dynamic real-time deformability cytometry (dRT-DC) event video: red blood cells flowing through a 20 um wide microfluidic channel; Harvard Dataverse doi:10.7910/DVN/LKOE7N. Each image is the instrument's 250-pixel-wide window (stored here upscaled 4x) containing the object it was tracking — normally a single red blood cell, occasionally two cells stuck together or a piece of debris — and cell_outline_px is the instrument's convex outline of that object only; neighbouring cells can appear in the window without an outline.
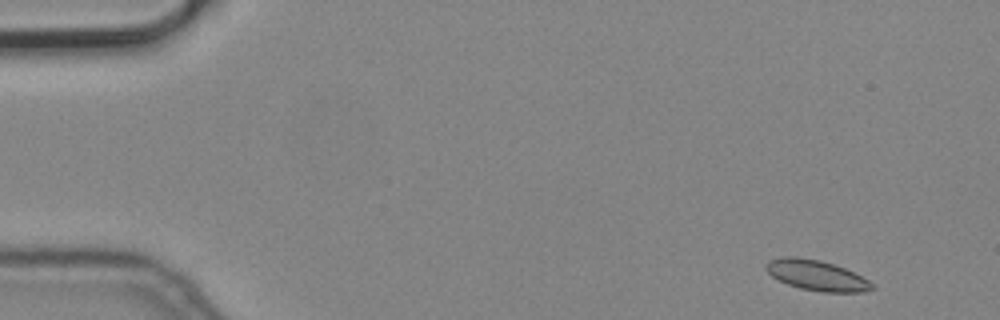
{"species": "common noctule bat (a hibernating species)", "species_latin": "Nyctalus noctula", "temperature_condition": "cold", "stored_images_in_passage": 9, "camera_frame_rate_fps": 3000, "um_per_image_px": 0.085, "animal": {"sex": "male", "body_mass_g": 19.2, "forearm_length_mm": 51.8}, "frame": {"image": 1, "passage_image": 1, "time_ms": 0.0, "image_size_px": [1000, 320], "cell_outline_px": [[876, 288], [860, 292], [824, 292], [800, 288], [788, 284], [772, 276], [764, 268], [764, 264], [768, 260], [784, 256], [796, 256], [820, 260], [844, 268], [868, 280]], "centroid_in_image_um": [69.36, 23.39], "position_along_channel_um": 15.6, "area_um2": 18.61}}
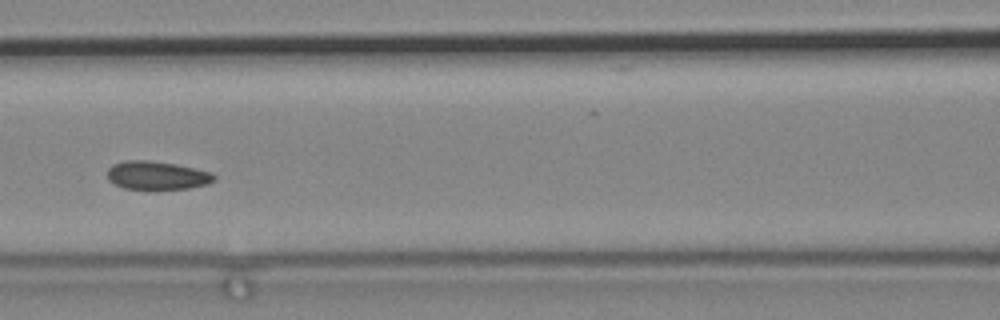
{"frame": {"image": 2, "passage_image": 7, "time_ms": 2.0, "image_size_px": [1000, 320], "cell_outline_px": [[216, 180], [208, 184], [188, 188], [124, 188], [108, 180], [108, 168], [112, 164], [124, 160], [148, 160], [176, 164], [212, 172], [216, 176]], "centroid_in_image_um": [13.36, 14.88], "position_along_channel_um": 153.2, "area_um2": 17.51}}
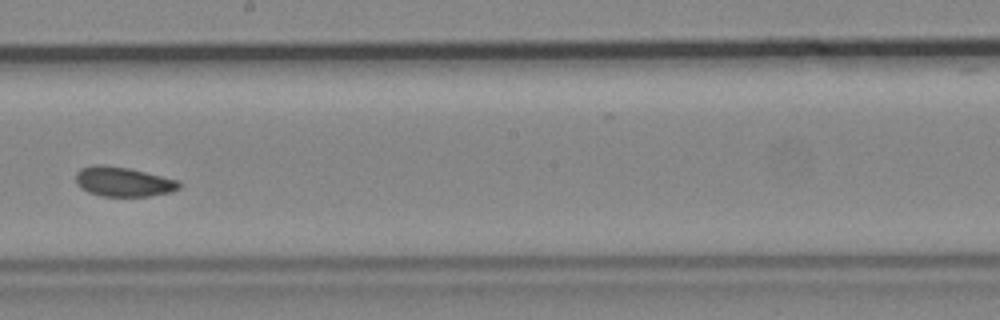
{"frame": {"image": 3, "passage_image": 9, "time_ms": 2.667, "image_size_px": [1000, 320], "cell_outline_px": [[180, 188], [172, 192], [148, 196], [100, 196], [88, 192], [80, 188], [76, 180], [76, 172], [80, 168], [96, 164], [104, 164], [128, 168], [180, 180]], "centroid_in_image_um": [10.47, 15.44], "position_along_channel_um": 237.7, "area_um2": 17.98}}